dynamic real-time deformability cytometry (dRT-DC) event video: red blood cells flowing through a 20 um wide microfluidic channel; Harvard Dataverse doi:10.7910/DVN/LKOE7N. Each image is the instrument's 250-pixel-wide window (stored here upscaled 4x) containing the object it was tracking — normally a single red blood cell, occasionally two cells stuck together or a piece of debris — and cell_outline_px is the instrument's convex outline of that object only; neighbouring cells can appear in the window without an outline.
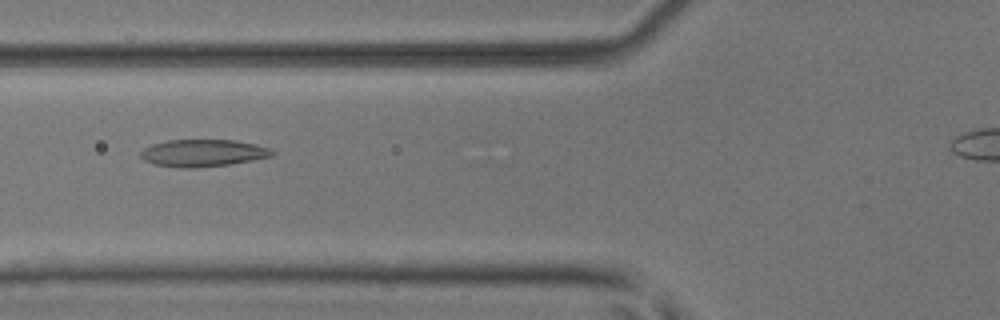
{"species": "common noctule bat (a hibernating species)", "species_latin": "Nyctalus noctula", "temperature_condition": "room temperature", "stored_images_in_passage": 39, "camera_frame_rate_fps": 3000, "um_per_image_px": 0.085, "animal": {"sex": "male", "body_mass_g": 17.9, "forearm_length_mm": 54.2}, "frame": {"image": 1, "passage_image": 12, "time_ms": 3.667, "image_size_px": [1000, 320], "cell_outline_px": [[276, 152], [272, 156], [252, 160], [228, 164], [196, 168], [176, 168], [156, 164], [144, 160], [140, 156], [140, 152], [144, 148], [152, 144], [168, 140], [236, 140], [256, 144], [268, 148]], "centroid_in_image_um": [17.24, 13.0], "position_along_channel_um": 108.6, "area_um2": 20.81}}
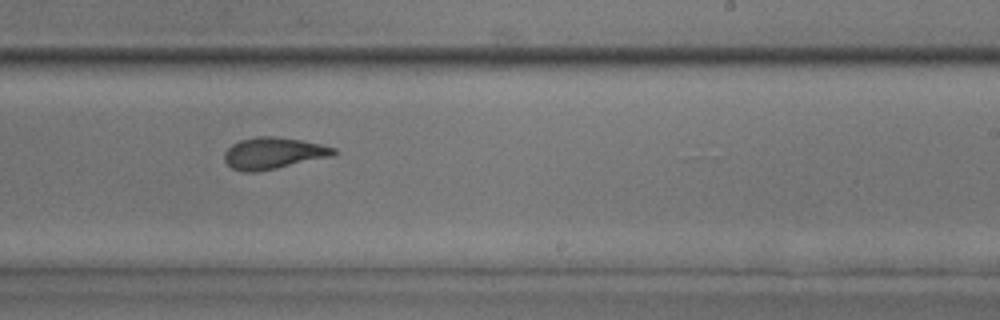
{"frame": {"image": 2, "passage_image": 24, "time_ms": 7.667, "image_size_px": [1000, 320], "cell_outline_px": [[340, 152], [336, 156], [256, 172], [244, 172], [232, 168], [224, 160], [224, 152], [232, 144], [240, 140], [256, 136], [272, 136], [300, 140], [320, 144], [336, 148]], "centroid_in_image_um": [23.28, 13.02], "position_along_channel_um": 265.7, "area_um2": 20.29}}
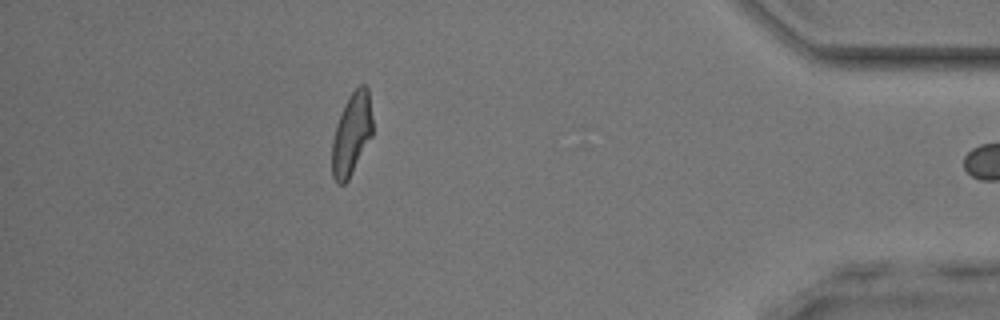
{"frame": {"image": 3, "passage_image": 38, "time_ms": 12.333, "image_size_px": [1000, 320], "cell_outline_px": [[372, 136], [348, 180], [344, 184], [336, 184], [332, 176], [332, 140], [336, 124], [344, 104], [348, 96], [360, 84], [364, 84], [368, 88], [372, 116]], "centroid_in_image_um": [29.88, 11.39], "position_along_channel_um": 405.3, "area_um2": 19.54}}